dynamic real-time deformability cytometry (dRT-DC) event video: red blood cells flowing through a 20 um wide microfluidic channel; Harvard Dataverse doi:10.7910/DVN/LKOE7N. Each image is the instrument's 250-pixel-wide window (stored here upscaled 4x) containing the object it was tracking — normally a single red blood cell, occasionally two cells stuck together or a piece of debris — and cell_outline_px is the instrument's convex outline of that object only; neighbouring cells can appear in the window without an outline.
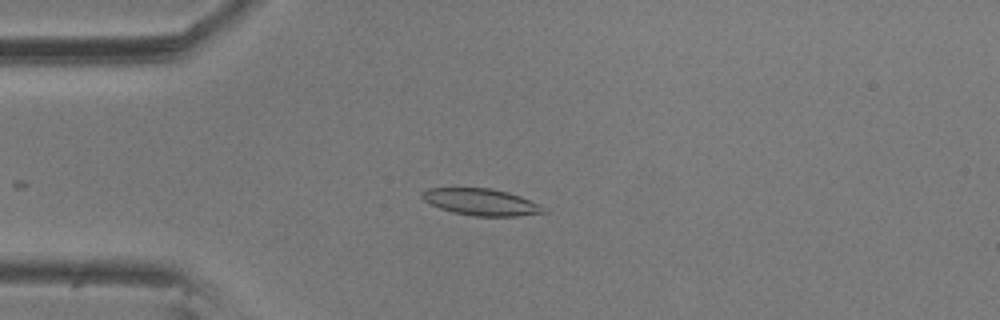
{"species": "common noctule bat (a hibernating species)", "species_latin": "Nyctalus noctula", "temperature_condition": "room temperature", "stored_images_in_passage": 44, "camera_frame_rate_fps": 3000, "um_per_image_px": 0.085, "animal": {"sex": "male", "body_mass_g": 20.5, "forearm_length_mm": 52.5}, "frame": {"image": 1, "passage_image": 14, "time_ms": 4.333, "image_size_px": [1000, 320], "cell_outline_px": [[548, 212], [516, 216], [472, 216], [452, 212], [440, 208], [424, 200], [420, 196], [420, 192], [428, 188], [492, 188], [508, 192], [520, 196], [540, 204]], "centroid_in_image_um": [40.89, 17.17], "position_along_channel_um": 44.1, "area_um2": 18.96}}
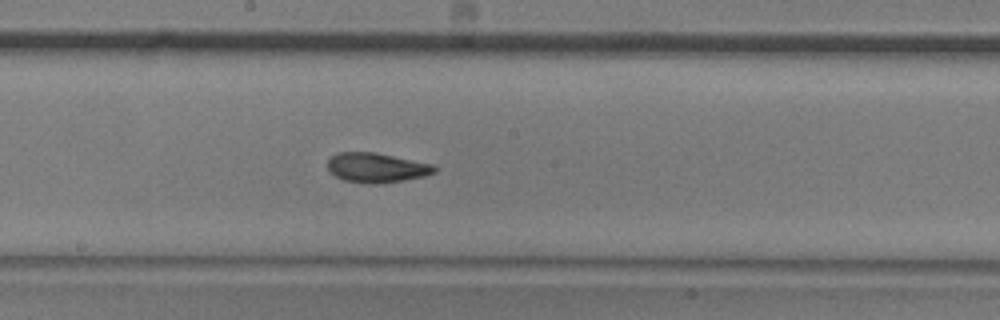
{"frame": {"image": 2, "passage_image": 30, "time_ms": 9.667, "image_size_px": [1000, 320], "cell_outline_px": [[440, 168], [436, 172], [424, 176], [404, 180], [380, 184], [364, 184], [344, 180], [328, 172], [328, 160], [336, 152], [376, 152], [432, 164]], "centroid_in_image_um": [32.01, 14.26], "position_along_channel_um": 216.2, "area_um2": 18.73}}
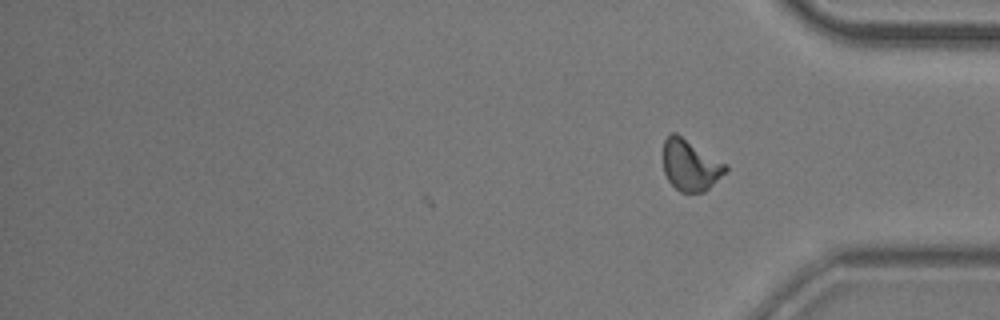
{"frame": {"image": 3, "passage_image": 44, "time_ms": 14.333, "image_size_px": [1000, 320], "cell_outline_px": [[728, 168], [704, 192], [680, 192], [668, 180], [664, 172], [664, 140], [672, 132], [676, 132], [728, 164]], "centroid_in_image_um": [58.68, 14.01], "position_along_channel_um": 376.5, "area_um2": 18.44}, "authors_computed_cell_mechanics": {"area_um2": 18.6983, "velocity_mm_per_s": 3.5515, "shape_relaxation_time_tau1_ms": 4.3376, "shape_relaxation_time_tau2_ms": 2.3922, "deformation_change_tau1": 0.1571, "deformation_change_tau2": 0.0829}}